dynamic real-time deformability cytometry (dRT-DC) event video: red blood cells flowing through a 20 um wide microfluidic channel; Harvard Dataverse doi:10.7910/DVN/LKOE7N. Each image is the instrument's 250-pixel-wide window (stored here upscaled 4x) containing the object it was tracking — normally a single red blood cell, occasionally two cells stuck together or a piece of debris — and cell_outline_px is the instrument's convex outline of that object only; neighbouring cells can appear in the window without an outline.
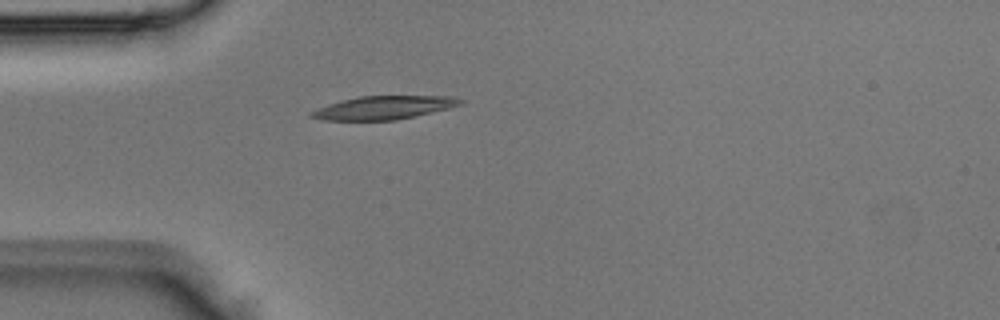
{"species": "Egyptian fruit bat (a non-hibernating species)", "species_latin": "Rousettus aegyptiacus", "temperature_condition": "room temperature", "stored_images_in_passage": 1, "camera_frame_rate_fps": 3000, "um_per_image_px": 0.085, "animal": {"sex": "male"}, "frame": {"image": 1, "passage_image": 1, "time_ms": 0.0, "image_size_px": [1000, 320], "cell_outline_px": [[464, 104], [448, 108], [396, 120], [324, 120], [308, 116], [308, 112], [328, 104], [360, 96], [452, 96], [464, 100]], "centroid_in_image_um": [32.61, 9.15], "position_along_channel_um": 52.4, "area_um2": 20.11}}